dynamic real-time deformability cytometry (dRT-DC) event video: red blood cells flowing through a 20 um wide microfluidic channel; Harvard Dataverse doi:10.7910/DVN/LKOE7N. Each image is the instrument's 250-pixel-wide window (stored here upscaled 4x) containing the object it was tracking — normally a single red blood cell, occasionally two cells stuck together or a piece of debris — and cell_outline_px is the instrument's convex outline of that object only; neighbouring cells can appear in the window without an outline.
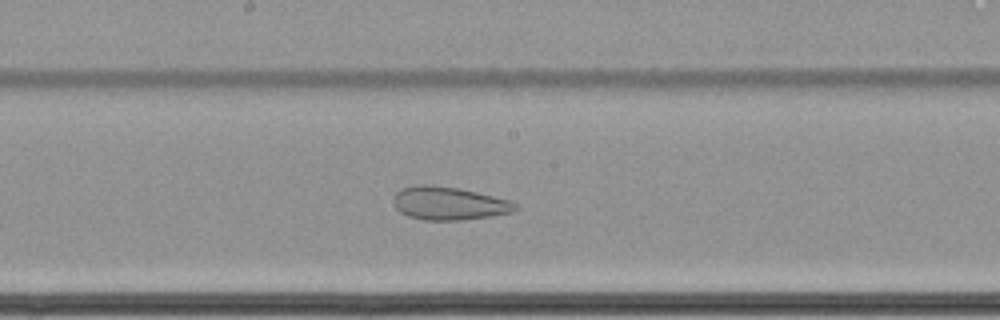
{"species": "common noctule bat (a hibernating species)", "species_latin": "Nyctalus noctula", "temperature_condition": "cold", "stored_images_in_passage": 65, "camera_frame_rate_fps": 3000, "um_per_image_px": 0.085, "animal": {"sex": "female", "body_mass_g": 22.7, "forearm_length_mm": 54.2}, "frame": {"image": 1, "passage_image": 38, "time_ms": 12.333, "image_size_px": [1000, 320], "cell_outline_px": [[520, 208], [512, 212], [492, 216], [460, 220], [424, 220], [408, 216], [400, 212], [392, 204], [392, 200], [396, 192], [400, 188], [416, 184], [428, 184], [456, 188], [476, 192], [508, 200], [520, 204]], "centroid_in_image_um": [38.13, 17.28], "position_along_channel_um": 210.1, "area_um2": 23.76}}
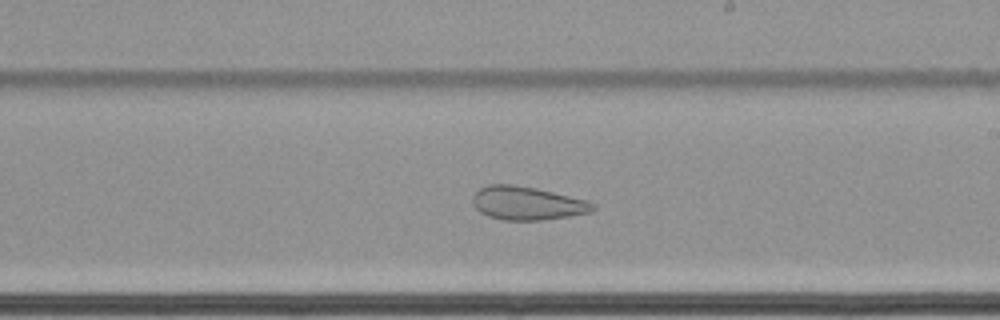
{"frame": {"image": 2, "passage_image": 41, "time_ms": 13.333, "image_size_px": [1000, 320], "cell_outline_px": [[596, 208], [592, 212], [544, 220], [504, 220], [488, 216], [480, 212], [472, 204], [472, 196], [480, 188], [488, 184], [512, 184], [536, 188], [588, 200], [596, 204]], "centroid_in_image_um": [44.82, 17.27], "position_along_channel_um": 244.2, "area_um2": 23.58}}
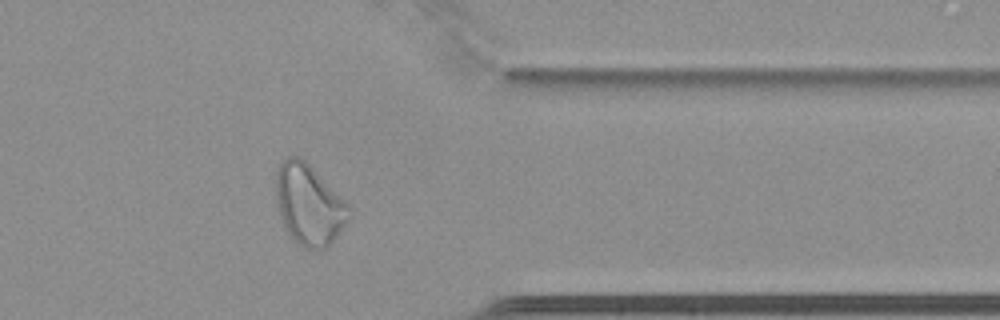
{"frame": {"image": 3, "passage_image": 54, "time_ms": 17.667, "image_size_px": [1000, 320], "cell_outline_px": [[352, 216], [336, 236], [324, 248], [316, 252], [304, 248], [284, 228], [280, 216], [276, 200], [276, 172], [280, 164], [288, 156], [300, 156], [348, 204], [352, 212]], "centroid_in_image_um": [26.26, 17.41], "position_along_channel_um": 385.1, "area_um2": 33.99}}